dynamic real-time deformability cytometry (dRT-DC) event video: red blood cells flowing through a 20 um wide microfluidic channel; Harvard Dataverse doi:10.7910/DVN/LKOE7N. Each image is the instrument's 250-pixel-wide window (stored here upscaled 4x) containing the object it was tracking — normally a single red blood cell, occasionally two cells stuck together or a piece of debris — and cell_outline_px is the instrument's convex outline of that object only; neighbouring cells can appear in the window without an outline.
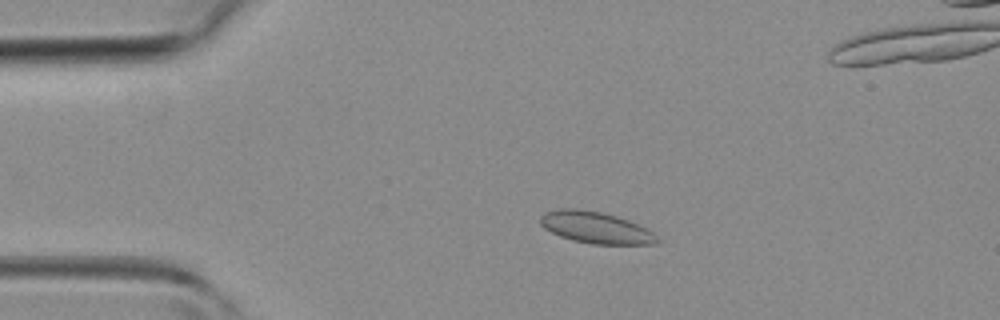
{"species": "common noctule bat (a hibernating species)", "species_latin": "Nyctalus noctula", "temperature_condition": "room temperature", "stored_images_in_passage": 43, "camera_frame_rate_fps": 3000, "um_per_image_px": 0.085, "animal": {"sex": "female", "body_mass_g": 19.3, "forearm_length_mm": 54.1}, "frame": {"image": 1, "passage_image": 8, "time_ms": 2.333, "image_size_px": [1000, 320], "cell_outline_px": [[660, 240], [656, 244], [592, 244], [572, 240], [560, 236], [544, 228], [540, 224], [540, 216], [544, 212], [556, 208], [580, 208], [600, 212], [616, 216], [628, 220], [652, 232]], "centroid_in_image_um": [50.58, 19.33], "position_along_channel_um": 34.4, "area_um2": 21.5}}
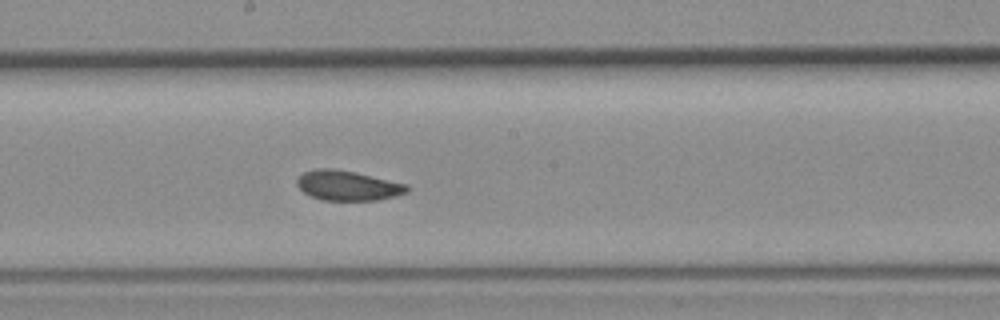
{"frame": {"image": 2, "passage_image": 22, "time_ms": 7.0, "image_size_px": [1000, 320], "cell_outline_px": [[412, 188], [408, 192], [396, 196], [380, 200], [320, 200], [308, 196], [296, 184], [296, 180], [304, 172], [316, 168], [332, 168], [356, 172], [408, 184]], "centroid_in_image_um": [29.59, 15.77], "position_along_channel_um": 218.6, "area_um2": 19.48}}
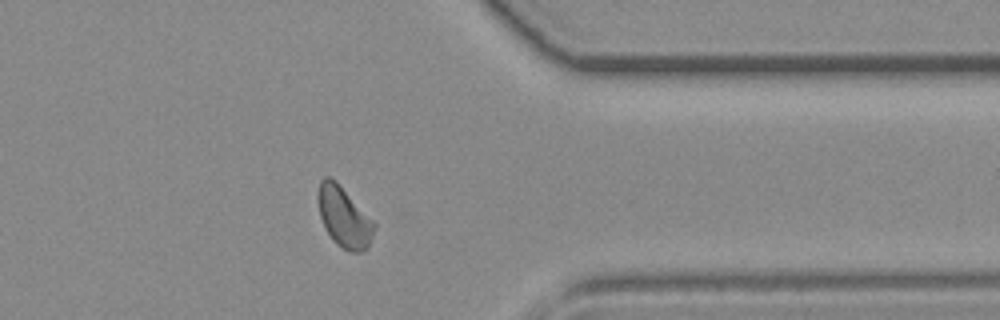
{"frame": {"image": 3, "passage_image": 33, "time_ms": 10.667, "image_size_px": [1000, 320], "cell_outline_px": [[376, 224], [368, 248], [364, 252], [352, 252], [336, 244], [332, 240], [324, 228], [320, 216], [316, 196], [320, 180], [324, 176], [328, 176], [336, 180]], "centroid_in_image_um": [29.21, 18.44], "position_along_channel_um": 382.2, "area_um2": 19.94}}